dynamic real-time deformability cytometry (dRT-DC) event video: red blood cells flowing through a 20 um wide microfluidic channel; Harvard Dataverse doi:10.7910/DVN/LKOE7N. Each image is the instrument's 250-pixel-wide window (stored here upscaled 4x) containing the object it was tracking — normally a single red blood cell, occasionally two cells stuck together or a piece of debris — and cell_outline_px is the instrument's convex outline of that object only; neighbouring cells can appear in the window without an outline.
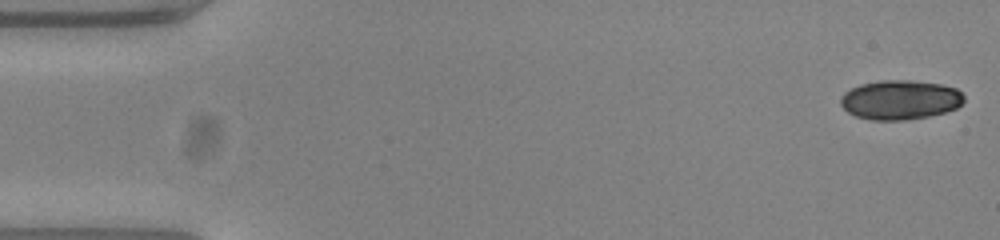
{"species": "common noctule bat (a hibernating species)", "species_latin": "Nyctalus noctula", "temperature_condition": "warm", "stored_images_in_passage": 19, "camera_frame_rate_fps": 3000, "um_per_image_px": 0.085, "animal": {"sex": "female", "body_mass_g": 23.0, "forearm_length_mm": 53.4}, "frame": {"image": 1, "passage_image": 1, "time_ms": 0.0, "image_size_px": [1000, 240], "cell_outline_px": [[964, 100], [956, 108], [944, 112], [928, 116], [908, 120], [872, 120], [856, 116], [848, 112], [840, 104], [840, 96], [844, 92], [860, 84], [880, 80], [912, 80], [940, 84], [956, 88], [964, 96]], "centroid_in_image_um": [76.49, 8.48], "position_along_channel_um": 8.5, "area_um2": 28.38}}
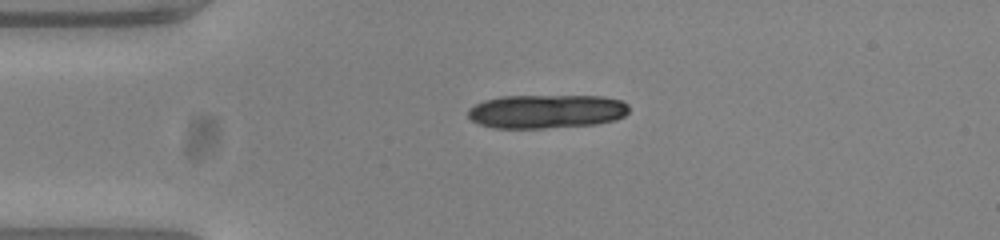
{"frame": {"image": 2, "passage_image": 12, "time_ms": 3.667, "image_size_px": [1000, 240], "cell_outline_px": [[628, 112], [624, 116], [616, 120], [596, 124], [544, 128], [496, 128], [480, 124], [472, 120], [468, 116], [468, 108], [484, 100], [500, 96], [604, 96], [620, 100], [628, 104]], "centroid_in_image_um": [46.46, 9.46], "position_along_channel_um": 38.5, "area_um2": 31.79}}